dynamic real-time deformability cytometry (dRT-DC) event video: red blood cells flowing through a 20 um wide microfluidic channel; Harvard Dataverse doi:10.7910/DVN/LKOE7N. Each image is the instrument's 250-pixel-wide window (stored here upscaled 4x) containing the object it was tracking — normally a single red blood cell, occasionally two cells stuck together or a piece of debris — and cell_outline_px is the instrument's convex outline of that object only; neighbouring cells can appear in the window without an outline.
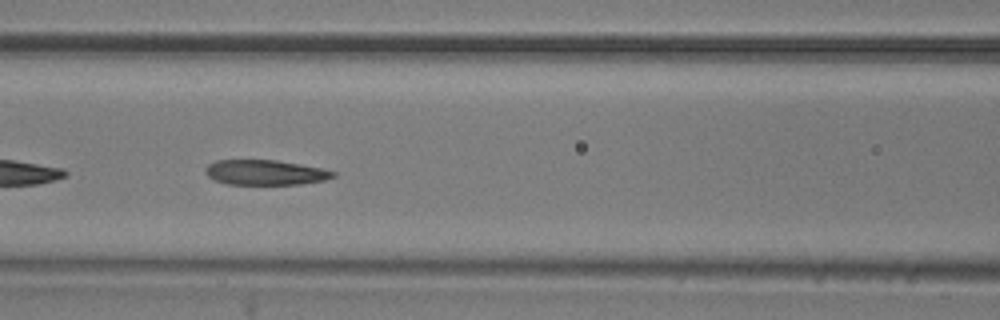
{"species": "common noctule bat (a hibernating species)", "species_latin": "Nyctalus noctula", "temperature_condition": "room temperature", "stored_images_in_passage": 31, "camera_frame_rate_fps": 3000, "um_per_image_px": 0.085, "animal": {"sex": "male", "body_mass_g": 20.5, "forearm_length_mm": 52.5}, "frame": {"image": 1, "passage_image": 22, "time_ms": 7.0, "image_size_px": [1000, 320], "cell_outline_px": [[336, 176], [324, 180], [300, 184], [228, 184], [212, 180], [204, 172], [204, 168], [208, 164], [216, 160], [276, 160], [300, 164], [320, 168], [336, 172]], "centroid_in_image_um": [22.5, 14.66], "position_along_channel_um": 144.1, "area_um2": 18.67}}